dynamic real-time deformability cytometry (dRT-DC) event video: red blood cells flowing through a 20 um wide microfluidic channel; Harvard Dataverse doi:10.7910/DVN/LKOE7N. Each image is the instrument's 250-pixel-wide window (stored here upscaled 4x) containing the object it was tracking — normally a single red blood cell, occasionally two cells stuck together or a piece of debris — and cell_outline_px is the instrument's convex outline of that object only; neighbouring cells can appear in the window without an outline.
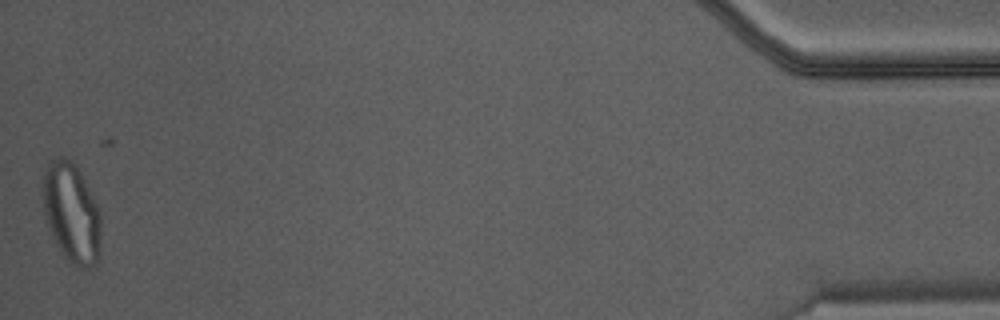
{"species": "Egyptian fruit bat (a non-hibernating species)", "species_latin": "Rousettus aegyptiacus", "temperature_condition": "warm", "stored_images_in_passage": 46, "camera_frame_rate_fps": 3000, "um_per_image_px": 0.085, "animal": {"sex": "male"}, "frame": {"image": 1, "passage_image": 46, "time_ms": 15.0, "image_size_px": [1000, 320], "cell_outline_px": [[100, 260], [96, 264], [88, 268], [76, 268], [60, 252], [48, 228], [44, 212], [44, 172], [48, 164], [52, 160], [60, 156], [64, 156], [76, 168], [96, 204], [100, 212]], "centroid_in_image_um": [6.09, 18.19], "position_along_channel_um": 429.1, "area_um2": 33.29}}